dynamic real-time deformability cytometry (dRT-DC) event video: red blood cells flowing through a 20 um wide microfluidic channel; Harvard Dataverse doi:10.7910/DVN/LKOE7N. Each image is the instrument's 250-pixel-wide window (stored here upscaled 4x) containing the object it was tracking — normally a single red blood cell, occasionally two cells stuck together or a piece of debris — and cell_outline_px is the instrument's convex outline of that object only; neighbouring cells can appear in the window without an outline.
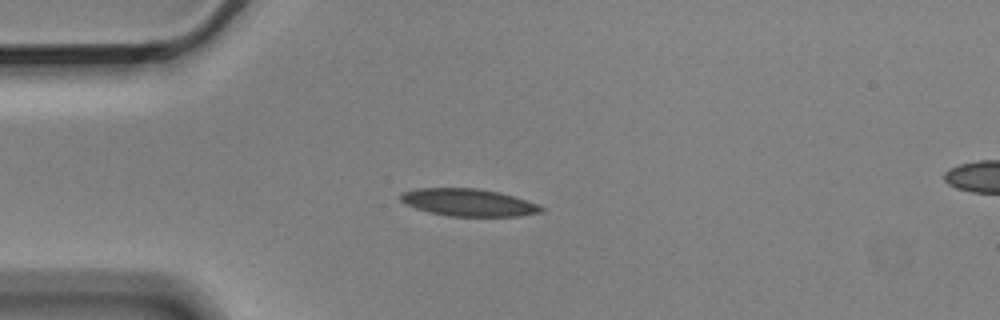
{"species": "Egyptian fruit bat (a non-hibernating species)", "species_latin": "Rousettus aegyptiacus", "temperature_condition": "cold", "stored_images_in_passage": 4, "camera_frame_rate_fps": 3000, "um_per_image_px": 0.085, "animal": {"sex": "male"}, "frame": {"image": 1, "passage_image": 3, "time_ms": 0.667, "image_size_px": [1000, 320], "cell_outline_px": [[544, 212], [520, 216], [448, 216], [428, 212], [416, 208], [400, 200], [400, 196], [404, 192], [416, 188], [476, 188], [500, 192], [536, 204], [544, 208]], "centroid_in_image_um": [39.82, 17.21], "position_along_channel_um": 45.2, "area_um2": 22.25}}